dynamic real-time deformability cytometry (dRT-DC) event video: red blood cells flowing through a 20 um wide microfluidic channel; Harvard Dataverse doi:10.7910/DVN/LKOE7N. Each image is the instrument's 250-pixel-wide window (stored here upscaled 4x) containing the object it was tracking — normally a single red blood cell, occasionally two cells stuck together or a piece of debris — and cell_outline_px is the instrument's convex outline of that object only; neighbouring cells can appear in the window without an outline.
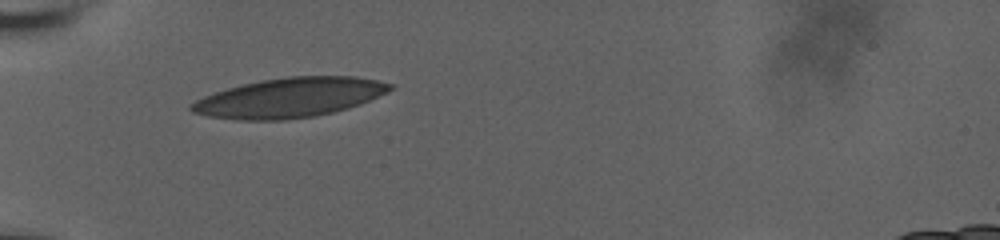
{"species": "human", "species_latin": "Homo sapiens", "temperature_condition": "room temperature", "stored_images_in_passage": 32, "camera_frame_rate_fps": 3000, "um_per_image_px": 0.085, "donor": {"sex": "male"}, "frame": {"image": 1, "passage_image": 1, "time_ms": 0.0, "image_size_px": [1000, 240], "cell_outline_px": [[392, 88], [388, 92], [348, 108], [316, 116], [288, 120], [236, 120], [208, 116], [192, 112], [188, 108], [188, 104], [204, 96], [228, 88], [260, 80], [288, 76], [356, 76], [376, 80], [392, 84]], "centroid_in_image_um": [24.57, 8.3], "position_along_channel_um": 60.4, "area_um2": 45.78}}
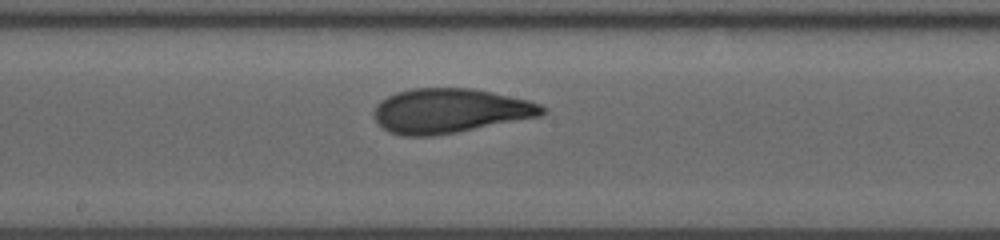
{"frame": {"image": 2, "passage_image": 14, "time_ms": 4.333, "image_size_px": [1000, 240], "cell_outline_px": [[548, 112], [540, 116], [456, 132], [432, 136], [404, 136], [388, 132], [376, 120], [372, 112], [376, 104], [380, 100], [396, 92], [412, 88], [472, 88], [492, 92], [528, 100], [540, 104], [548, 108]], "centroid_in_image_um": [38.24, 9.41], "position_along_channel_um": 210.0, "area_um2": 43.7}}
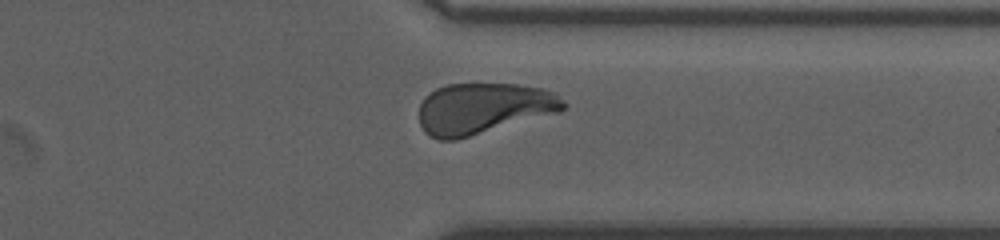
{"frame": {"image": 3, "passage_image": 27, "time_ms": 8.667, "image_size_px": [1000, 240], "cell_outline_px": [[568, 104], [560, 112], [456, 140], [440, 140], [424, 132], [420, 124], [420, 104], [424, 96], [436, 88], [448, 84], [520, 84], [540, 88], [556, 92]], "centroid_in_image_um": [41.1, 9.21], "position_along_channel_um": 370.3, "area_um2": 43.18}, "authors_computed_cell_mechanics": {"area_um2": 43.2055, "velocity_mm_per_s": 3.7073, "shape_relaxation_time_tau1_ms": 5.3147, "shape_relaxation_time_tau2_ms": 1.2117, "deformation_change_tau1": 0.1943, "deformation_change_tau2": 0.0753}}